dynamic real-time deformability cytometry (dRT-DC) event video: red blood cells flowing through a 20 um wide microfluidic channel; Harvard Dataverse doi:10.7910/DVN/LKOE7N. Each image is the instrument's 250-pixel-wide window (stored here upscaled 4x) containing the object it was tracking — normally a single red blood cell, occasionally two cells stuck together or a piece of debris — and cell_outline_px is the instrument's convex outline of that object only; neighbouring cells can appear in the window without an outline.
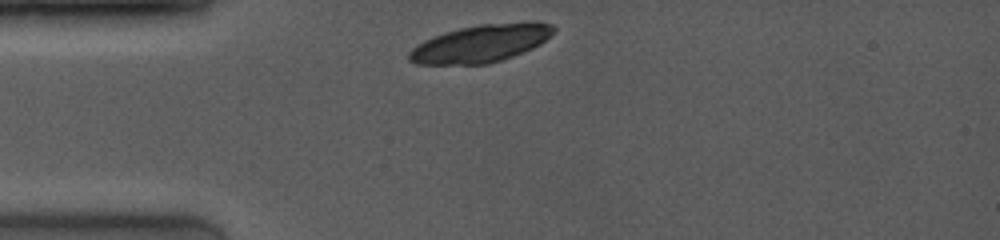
{"species": "common noctule bat (a hibernating species)", "species_latin": "Nyctalus noctula", "temperature_condition": "room temperature", "stored_images_in_passage": 2, "camera_frame_rate_fps": 4000, "um_per_image_px": 0.085, "animal": {"sex": "female", "body_mass_g": 19.0, "forearm_length_mm": 53.3}, "frame": {"image": 1, "passage_image": 1, "time_ms": 0.0, "image_size_px": [1000, 240], "cell_outline_px": [[556, 28], [540, 44], [532, 48], [512, 56], [488, 64], [416, 64], [408, 60], [408, 52], [416, 44], [432, 36], [444, 32], [460, 28], [480, 24], [528, 20], [536, 20], [552, 24]], "centroid_in_image_um": [40.87, 3.66], "position_along_channel_um": 44.1, "area_um2": 31.96}}